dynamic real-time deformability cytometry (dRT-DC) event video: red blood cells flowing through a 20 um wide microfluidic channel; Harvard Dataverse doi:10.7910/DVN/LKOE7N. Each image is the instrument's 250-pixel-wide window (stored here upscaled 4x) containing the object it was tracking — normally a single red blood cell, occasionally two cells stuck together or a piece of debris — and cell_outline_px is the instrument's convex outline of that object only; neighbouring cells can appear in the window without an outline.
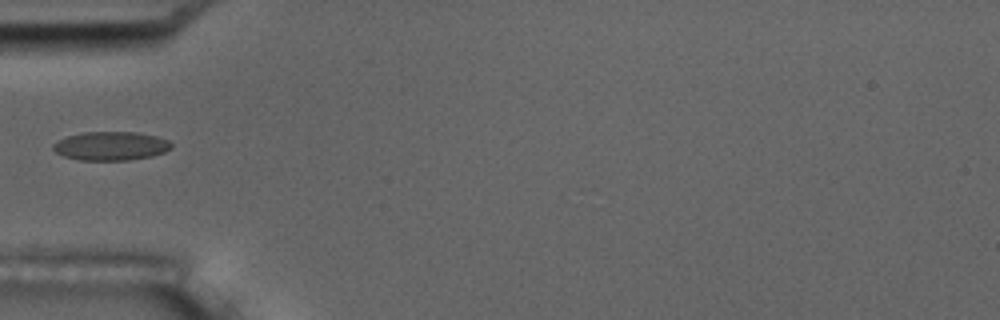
{"species": "common noctule bat (a hibernating species)", "species_latin": "Nyctalus noctula", "temperature_condition": "room temperature", "stored_images_in_passage": 36, "camera_frame_rate_fps": 3000, "um_per_image_px": 0.085, "animal": {"sex": "male", "body_mass_g": 17.5, "forearm_length_mm": 52.3}, "frame": {"image": 1, "passage_image": 1, "time_ms": 0.0, "image_size_px": [1000, 320], "cell_outline_px": [[172, 148], [164, 152], [152, 156], [128, 160], [80, 160], [64, 156], [56, 152], [52, 148], [52, 144], [68, 136], [84, 132], [136, 132], [156, 136], [168, 140], [172, 144]], "centroid_in_image_um": [9.44, 12.41], "position_along_channel_um": 75.6, "area_um2": 19.71}}